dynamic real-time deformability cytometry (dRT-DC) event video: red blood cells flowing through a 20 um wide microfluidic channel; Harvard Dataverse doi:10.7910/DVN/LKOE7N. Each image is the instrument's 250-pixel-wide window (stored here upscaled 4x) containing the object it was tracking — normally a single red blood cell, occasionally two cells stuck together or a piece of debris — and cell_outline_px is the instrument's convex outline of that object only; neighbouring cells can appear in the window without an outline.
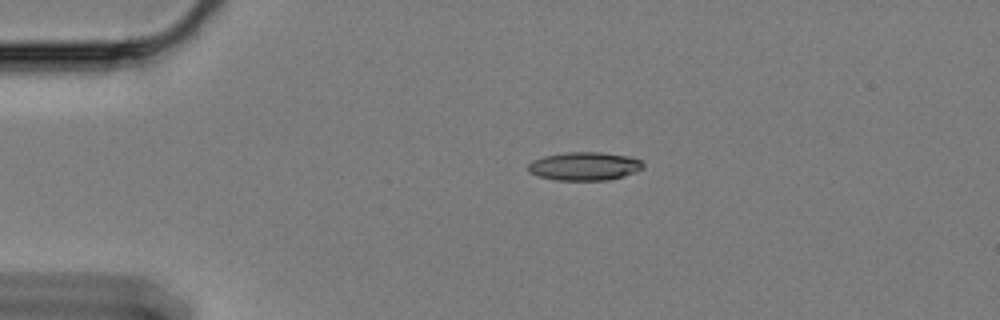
{"species": "Egyptian fruit bat (a non-hibernating species)", "species_latin": "Rousettus aegyptiacus", "temperature_condition": "cold", "stored_images_in_passage": 49, "camera_frame_rate_fps": 3000, "um_per_image_px": 0.085, "animal": {"sex": "female"}, "frame": {"image": 1, "passage_image": 1, "time_ms": 0.0, "image_size_px": [1000, 320], "cell_outline_px": [[644, 168], [636, 172], [624, 176], [608, 180], [556, 180], [540, 176], [528, 172], [528, 164], [532, 160], [544, 156], [564, 152], [600, 152], [628, 156], [640, 160], [644, 164]], "centroid_in_image_um": [49.68, 14.12], "position_along_channel_um": 35.3, "area_um2": 19.07}}
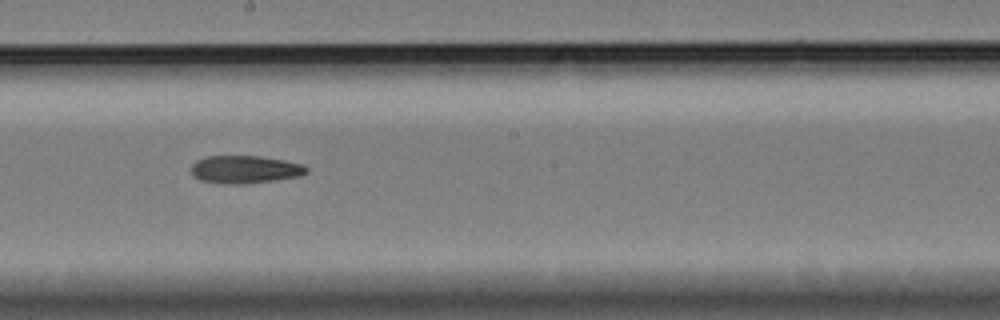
{"frame": {"image": 2, "passage_image": 22, "time_ms": 7.0, "image_size_px": [1000, 320], "cell_outline_px": [[308, 172], [300, 176], [244, 184], [220, 184], [200, 180], [192, 176], [192, 164], [196, 160], [208, 156], [260, 156], [284, 160], [300, 164], [308, 168]], "centroid_in_image_um": [20.78, 14.41], "position_along_channel_um": 227.4, "area_um2": 18.67}}
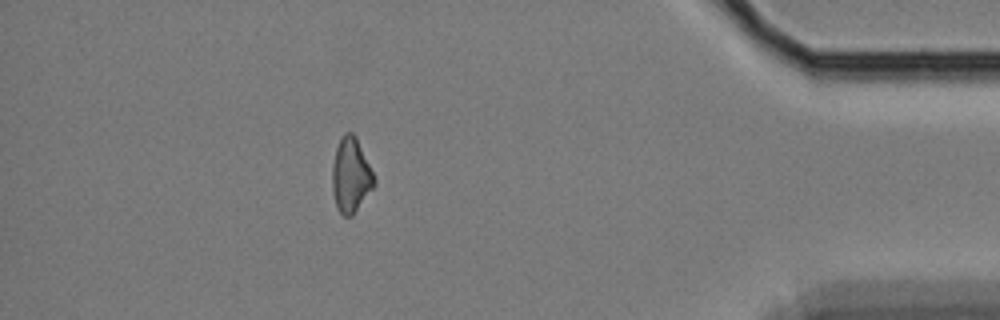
{"frame": {"image": 3, "passage_image": 42, "time_ms": 13.667, "image_size_px": [1000, 320], "cell_outline_px": [[376, 184], [352, 216], [344, 216], [336, 208], [332, 192], [332, 168], [336, 148], [344, 132], [352, 132], [356, 136], [376, 180]], "centroid_in_image_um": [29.81, 14.91], "position_along_channel_um": 405.4, "area_um2": 18.21}}